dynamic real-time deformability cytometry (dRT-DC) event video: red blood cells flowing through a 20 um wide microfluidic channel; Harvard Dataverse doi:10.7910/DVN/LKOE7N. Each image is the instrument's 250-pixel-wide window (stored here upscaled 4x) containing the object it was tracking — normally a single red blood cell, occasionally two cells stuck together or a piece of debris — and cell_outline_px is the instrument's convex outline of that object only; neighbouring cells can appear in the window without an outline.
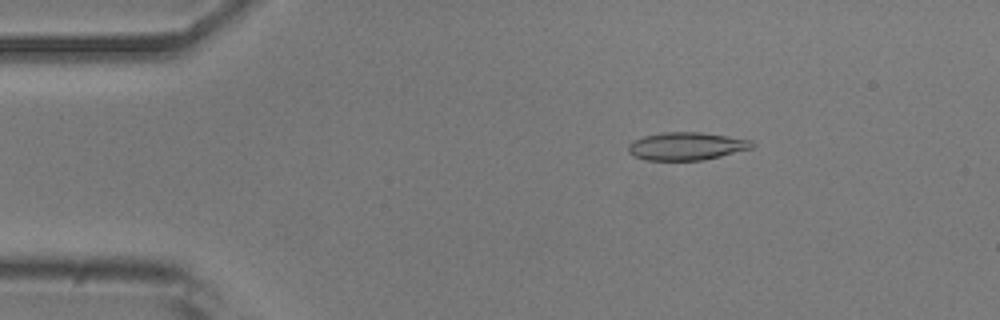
{"species": "common noctule bat (a hibernating species)", "species_latin": "Nyctalus noctula", "temperature_condition": "room temperature", "stored_images_in_passage": 52, "camera_frame_rate_fps": 3000, "um_per_image_px": 0.085, "animal": {"sex": "male", "body_mass_g": 20.5, "forearm_length_mm": 52.5}, "frame": {"image": 1, "passage_image": 8, "time_ms": 2.333, "image_size_px": [1000, 320], "cell_outline_px": [[756, 144], [752, 148], [704, 160], [644, 160], [628, 152], [628, 144], [632, 140], [644, 136], [664, 132], [700, 132], [728, 136], [752, 140]], "centroid_in_image_um": [58.35, 12.42], "position_along_channel_um": 26.7, "area_um2": 20.11}}
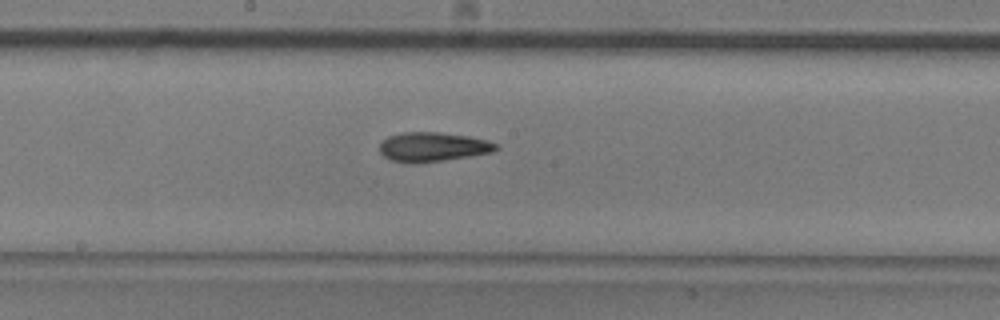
{"frame": {"image": 2, "passage_image": 27, "time_ms": 8.667, "image_size_px": [1000, 320], "cell_outline_px": [[500, 148], [492, 152], [468, 156], [412, 164], [392, 160], [384, 156], [380, 152], [380, 144], [388, 136], [404, 132], [440, 132], [468, 136], [488, 140], [500, 144]], "centroid_in_image_um": [36.82, 12.48], "position_along_channel_um": 211.4, "area_um2": 19.83}}
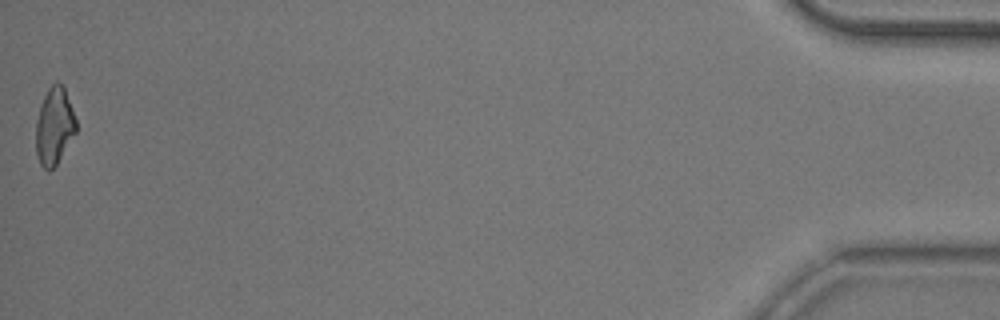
{"frame": {"image": 3, "passage_image": 52, "time_ms": 17.0, "image_size_px": [1000, 320], "cell_outline_px": [[76, 132], [56, 164], [48, 172], [40, 164], [36, 152], [36, 120], [40, 104], [48, 88], [56, 80], [64, 88], [76, 120]], "centroid_in_image_um": [4.59, 10.72], "position_along_channel_um": 430.6, "area_um2": 17.86}, "authors_computed_cell_mechanics": {"area_um2": 19.2763, "velocity_mm_per_s": 3.8166, "shape_relaxation_time_tau1_ms": 7.1722, "shape_relaxation_time_tau2_ms": 2.4199, "deformation_change_tau1": 0.1728, "deformation_change_tau2": 0.1058}}